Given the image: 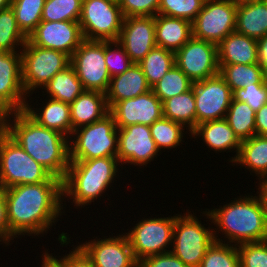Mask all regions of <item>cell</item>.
Wrapping results in <instances>:
<instances>
[{"label":"cell","mask_w":267,"mask_h":267,"mask_svg":"<svg viewBox=\"0 0 267 267\" xmlns=\"http://www.w3.org/2000/svg\"><path fill=\"white\" fill-rule=\"evenodd\" d=\"M3 190L9 241L19 235H43L53 223L60 220L57 218L63 212V192L59 178L51 176L46 182L16 185Z\"/></svg>","instance_id":"1"},{"label":"cell","mask_w":267,"mask_h":267,"mask_svg":"<svg viewBox=\"0 0 267 267\" xmlns=\"http://www.w3.org/2000/svg\"><path fill=\"white\" fill-rule=\"evenodd\" d=\"M5 132L52 176L64 180L70 163L68 137L38 124L24 110L5 115Z\"/></svg>","instance_id":"2"},{"label":"cell","mask_w":267,"mask_h":267,"mask_svg":"<svg viewBox=\"0 0 267 267\" xmlns=\"http://www.w3.org/2000/svg\"><path fill=\"white\" fill-rule=\"evenodd\" d=\"M226 203L219 209L203 211L207 219L222 231L228 242L236 246L243 243L263 241L267 232V204L261 191ZM206 214V215H205Z\"/></svg>","instance_id":"3"},{"label":"cell","mask_w":267,"mask_h":267,"mask_svg":"<svg viewBox=\"0 0 267 267\" xmlns=\"http://www.w3.org/2000/svg\"><path fill=\"white\" fill-rule=\"evenodd\" d=\"M117 157L70 160L66 177L62 181L63 200L68 197L74 206L82 208L102 196L117 177ZM66 195V196H65ZM65 196V197H64Z\"/></svg>","instance_id":"4"},{"label":"cell","mask_w":267,"mask_h":267,"mask_svg":"<svg viewBox=\"0 0 267 267\" xmlns=\"http://www.w3.org/2000/svg\"><path fill=\"white\" fill-rule=\"evenodd\" d=\"M117 151L118 127L110 112L92 124L73 130L69 139L70 160L117 157Z\"/></svg>","instance_id":"5"},{"label":"cell","mask_w":267,"mask_h":267,"mask_svg":"<svg viewBox=\"0 0 267 267\" xmlns=\"http://www.w3.org/2000/svg\"><path fill=\"white\" fill-rule=\"evenodd\" d=\"M51 176L5 131L0 135V188L38 184Z\"/></svg>","instance_id":"6"},{"label":"cell","mask_w":267,"mask_h":267,"mask_svg":"<svg viewBox=\"0 0 267 267\" xmlns=\"http://www.w3.org/2000/svg\"><path fill=\"white\" fill-rule=\"evenodd\" d=\"M189 213L175 216L173 250L170 252L186 266L199 267L208 248L215 241L214 230L204 227L201 220Z\"/></svg>","instance_id":"7"},{"label":"cell","mask_w":267,"mask_h":267,"mask_svg":"<svg viewBox=\"0 0 267 267\" xmlns=\"http://www.w3.org/2000/svg\"><path fill=\"white\" fill-rule=\"evenodd\" d=\"M22 49V83L28 97L36 88L43 89L56 73L70 65V57L65 53L35 46L28 39Z\"/></svg>","instance_id":"8"},{"label":"cell","mask_w":267,"mask_h":267,"mask_svg":"<svg viewBox=\"0 0 267 267\" xmlns=\"http://www.w3.org/2000/svg\"><path fill=\"white\" fill-rule=\"evenodd\" d=\"M124 16L116 0H83L79 24L84 39L117 41Z\"/></svg>","instance_id":"9"},{"label":"cell","mask_w":267,"mask_h":267,"mask_svg":"<svg viewBox=\"0 0 267 267\" xmlns=\"http://www.w3.org/2000/svg\"><path fill=\"white\" fill-rule=\"evenodd\" d=\"M237 6L236 0H205L192 22V37L218 45L235 32Z\"/></svg>","instance_id":"10"},{"label":"cell","mask_w":267,"mask_h":267,"mask_svg":"<svg viewBox=\"0 0 267 267\" xmlns=\"http://www.w3.org/2000/svg\"><path fill=\"white\" fill-rule=\"evenodd\" d=\"M84 90L106 93L110 75L105 64V41L84 39L70 57Z\"/></svg>","instance_id":"11"},{"label":"cell","mask_w":267,"mask_h":267,"mask_svg":"<svg viewBox=\"0 0 267 267\" xmlns=\"http://www.w3.org/2000/svg\"><path fill=\"white\" fill-rule=\"evenodd\" d=\"M175 215L164 218L142 219L134 228L125 233L129 239L134 258H143L170 252L172 246Z\"/></svg>","instance_id":"12"},{"label":"cell","mask_w":267,"mask_h":267,"mask_svg":"<svg viewBox=\"0 0 267 267\" xmlns=\"http://www.w3.org/2000/svg\"><path fill=\"white\" fill-rule=\"evenodd\" d=\"M192 87L196 107V126L225 118L233 95L220 74L193 82Z\"/></svg>","instance_id":"13"},{"label":"cell","mask_w":267,"mask_h":267,"mask_svg":"<svg viewBox=\"0 0 267 267\" xmlns=\"http://www.w3.org/2000/svg\"><path fill=\"white\" fill-rule=\"evenodd\" d=\"M175 54V65L193 82L219 74L217 45L192 37Z\"/></svg>","instance_id":"14"},{"label":"cell","mask_w":267,"mask_h":267,"mask_svg":"<svg viewBox=\"0 0 267 267\" xmlns=\"http://www.w3.org/2000/svg\"><path fill=\"white\" fill-rule=\"evenodd\" d=\"M158 152L160 151L152 138L150 126L134 124L118 128L117 158L121 165H147L157 157Z\"/></svg>","instance_id":"15"},{"label":"cell","mask_w":267,"mask_h":267,"mask_svg":"<svg viewBox=\"0 0 267 267\" xmlns=\"http://www.w3.org/2000/svg\"><path fill=\"white\" fill-rule=\"evenodd\" d=\"M22 83L21 52L0 51V109L24 110L28 101Z\"/></svg>","instance_id":"16"},{"label":"cell","mask_w":267,"mask_h":267,"mask_svg":"<svg viewBox=\"0 0 267 267\" xmlns=\"http://www.w3.org/2000/svg\"><path fill=\"white\" fill-rule=\"evenodd\" d=\"M81 244V245H80ZM94 267H138L126 234L80 243Z\"/></svg>","instance_id":"17"},{"label":"cell","mask_w":267,"mask_h":267,"mask_svg":"<svg viewBox=\"0 0 267 267\" xmlns=\"http://www.w3.org/2000/svg\"><path fill=\"white\" fill-rule=\"evenodd\" d=\"M27 39L35 46L61 51L71 57L84 37L79 22L41 21Z\"/></svg>","instance_id":"18"},{"label":"cell","mask_w":267,"mask_h":267,"mask_svg":"<svg viewBox=\"0 0 267 267\" xmlns=\"http://www.w3.org/2000/svg\"><path fill=\"white\" fill-rule=\"evenodd\" d=\"M109 112L113 115L118 128L134 124L150 126L163 117L162 102L152 89L135 98L116 102Z\"/></svg>","instance_id":"19"},{"label":"cell","mask_w":267,"mask_h":267,"mask_svg":"<svg viewBox=\"0 0 267 267\" xmlns=\"http://www.w3.org/2000/svg\"><path fill=\"white\" fill-rule=\"evenodd\" d=\"M133 63L138 64L155 46L154 16H130L123 20L117 40Z\"/></svg>","instance_id":"20"},{"label":"cell","mask_w":267,"mask_h":267,"mask_svg":"<svg viewBox=\"0 0 267 267\" xmlns=\"http://www.w3.org/2000/svg\"><path fill=\"white\" fill-rule=\"evenodd\" d=\"M150 90L141 66L133 63L124 73L110 79L105 96L110 109L116 102L135 98Z\"/></svg>","instance_id":"21"},{"label":"cell","mask_w":267,"mask_h":267,"mask_svg":"<svg viewBox=\"0 0 267 267\" xmlns=\"http://www.w3.org/2000/svg\"><path fill=\"white\" fill-rule=\"evenodd\" d=\"M217 53L218 65L258 63L257 39L235 31L217 45Z\"/></svg>","instance_id":"22"},{"label":"cell","mask_w":267,"mask_h":267,"mask_svg":"<svg viewBox=\"0 0 267 267\" xmlns=\"http://www.w3.org/2000/svg\"><path fill=\"white\" fill-rule=\"evenodd\" d=\"M109 113L105 93L84 90L70 104V118L73 130L102 119Z\"/></svg>","instance_id":"23"},{"label":"cell","mask_w":267,"mask_h":267,"mask_svg":"<svg viewBox=\"0 0 267 267\" xmlns=\"http://www.w3.org/2000/svg\"><path fill=\"white\" fill-rule=\"evenodd\" d=\"M235 31L259 39L267 35V0H240Z\"/></svg>","instance_id":"24"},{"label":"cell","mask_w":267,"mask_h":267,"mask_svg":"<svg viewBox=\"0 0 267 267\" xmlns=\"http://www.w3.org/2000/svg\"><path fill=\"white\" fill-rule=\"evenodd\" d=\"M196 138V136L201 137L203 142H205L211 150L219 152L226 150H235V157L229 162L235 161L239 149L241 146V141L234 133L233 129L229 126L225 119L208 121L201 123L196 126V128L191 132V137Z\"/></svg>","instance_id":"25"},{"label":"cell","mask_w":267,"mask_h":267,"mask_svg":"<svg viewBox=\"0 0 267 267\" xmlns=\"http://www.w3.org/2000/svg\"><path fill=\"white\" fill-rule=\"evenodd\" d=\"M155 42L166 50L177 52L192 38V23L185 19L154 16Z\"/></svg>","instance_id":"26"},{"label":"cell","mask_w":267,"mask_h":267,"mask_svg":"<svg viewBox=\"0 0 267 267\" xmlns=\"http://www.w3.org/2000/svg\"><path fill=\"white\" fill-rule=\"evenodd\" d=\"M33 109L35 108L30 107L27 102L24 111L27 112L33 120L43 127L56 130L70 138L72 134L70 104L50 98L46 101V104H44L43 109Z\"/></svg>","instance_id":"27"},{"label":"cell","mask_w":267,"mask_h":267,"mask_svg":"<svg viewBox=\"0 0 267 267\" xmlns=\"http://www.w3.org/2000/svg\"><path fill=\"white\" fill-rule=\"evenodd\" d=\"M234 164L250 169L260 183L267 179V136L254 135L242 141Z\"/></svg>","instance_id":"28"},{"label":"cell","mask_w":267,"mask_h":267,"mask_svg":"<svg viewBox=\"0 0 267 267\" xmlns=\"http://www.w3.org/2000/svg\"><path fill=\"white\" fill-rule=\"evenodd\" d=\"M163 117L182 124L191 133L196 128V107L193 87L162 103Z\"/></svg>","instance_id":"29"},{"label":"cell","mask_w":267,"mask_h":267,"mask_svg":"<svg viewBox=\"0 0 267 267\" xmlns=\"http://www.w3.org/2000/svg\"><path fill=\"white\" fill-rule=\"evenodd\" d=\"M43 89L49 94V98L68 104H71L84 91L82 83L71 65L56 73Z\"/></svg>","instance_id":"30"},{"label":"cell","mask_w":267,"mask_h":267,"mask_svg":"<svg viewBox=\"0 0 267 267\" xmlns=\"http://www.w3.org/2000/svg\"><path fill=\"white\" fill-rule=\"evenodd\" d=\"M219 74L232 91L251 84H263L267 81L258 63L219 65Z\"/></svg>","instance_id":"31"},{"label":"cell","mask_w":267,"mask_h":267,"mask_svg":"<svg viewBox=\"0 0 267 267\" xmlns=\"http://www.w3.org/2000/svg\"><path fill=\"white\" fill-rule=\"evenodd\" d=\"M138 64L152 88L175 65V54L156 45Z\"/></svg>","instance_id":"32"},{"label":"cell","mask_w":267,"mask_h":267,"mask_svg":"<svg viewBox=\"0 0 267 267\" xmlns=\"http://www.w3.org/2000/svg\"><path fill=\"white\" fill-rule=\"evenodd\" d=\"M255 114L247 103L232 100L224 119L242 142L255 135Z\"/></svg>","instance_id":"33"},{"label":"cell","mask_w":267,"mask_h":267,"mask_svg":"<svg viewBox=\"0 0 267 267\" xmlns=\"http://www.w3.org/2000/svg\"><path fill=\"white\" fill-rule=\"evenodd\" d=\"M46 0H13L11 8L14 11L16 23L22 33L28 38L42 21V11Z\"/></svg>","instance_id":"34"},{"label":"cell","mask_w":267,"mask_h":267,"mask_svg":"<svg viewBox=\"0 0 267 267\" xmlns=\"http://www.w3.org/2000/svg\"><path fill=\"white\" fill-rule=\"evenodd\" d=\"M214 230L215 241L208 248L199 267H240L239 252L236 245L225 243L217 238ZM224 242V243H223Z\"/></svg>","instance_id":"35"},{"label":"cell","mask_w":267,"mask_h":267,"mask_svg":"<svg viewBox=\"0 0 267 267\" xmlns=\"http://www.w3.org/2000/svg\"><path fill=\"white\" fill-rule=\"evenodd\" d=\"M192 85L193 81L174 65L151 89L163 103L173 96L187 92Z\"/></svg>","instance_id":"36"},{"label":"cell","mask_w":267,"mask_h":267,"mask_svg":"<svg viewBox=\"0 0 267 267\" xmlns=\"http://www.w3.org/2000/svg\"><path fill=\"white\" fill-rule=\"evenodd\" d=\"M27 37L18 28L12 8L0 11V51L21 52L19 49L24 46ZM16 50V51H15Z\"/></svg>","instance_id":"37"},{"label":"cell","mask_w":267,"mask_h":267,"mask_svg":"<svg viewBox=\"0 0 267 267\" xmlns=\"http://www.w3.org/2000/svg\"><path fill=\"white\" fill-rule=\"evenodd\" d=\"M185 127L177 122L162 117L150 125V132L159 151L180 146ZM183 131V132H182Z\"/></svg>","instance_id":"38"},{"label":"cell","mask_w":267,"mask_h":267,"mask_svg":"<svg viewBox=\"0 0 267 267\" xmlns=\"http://www.w3.org/2000/svg\"><path fill=\"white\" fill-rule=\"evenodd\" d=\"M83 0H46L42 21H73L79 22Z\"/></svg>","instance_id":"39"},{"label":"cell","mask_w":267,"mask_h":267,"mask_svg":"<svg viewBox=\"0 0 267 267\" xmlns=\"http://www.w3.org/2000/svg\"><path fill=\"white\" fill-rule=\"evenodd\" d=\"M204 3L205 0H160L157 14L185 19L192 23Z\"/></svg>","instance_id":"40"},{"label":"cell","mask_w":267,"mask_h":267,"mask_svg":"<svg viewBox=\"0 0 267 267\" xmlns=\"http://www.w3.org/2000/svg\"><path fill=\"white\" fill-rule=\"evenodd\" d=\"M105 64L112 78L128 70L133 62L118 41H105Z\"/></svg>","instance_id":"41"},{"label":"cell","mask_w":267,"mask_h":267,"mask_svg":"<svg viewBox=\"0 0 267 267\" xmlns=\"http://www.w3.org/2000/svg\"><path fill=\"white\" fill-rule=\"evenodd\" d=\"M237 249L240 267H267V247L262 241L243 243Z\"/></svg>","instance_id":"42"},{"label":"cell","mask_w":267,"mask_h":267,"mask_svg":"<svg viewBox=\"0 0 267 267\" xmlns=\"http://www.w3.org/2000/svg\"><path fill=\"white\" fill-rule=\"evenodd\" d=\"M233 99L247 103L255 112L267 103V81L232 91Z\"/></svg>","instance_id":"43"},{"label":"cell","mask_w":267,"mask_h":267,"mask_svg":"<svg viewBox=\"0 0 267 267\" xmlns=\"http://www.w3.org/2000/svg\"><path fill=\"white\" fill-rule=\"evenodd\" d=\"M124 18L130 16H156L160 0H118Z\"/></svg>","instance_id":"44"},{"label":"cell","mask_w":267,"mask_h":267,"mask_svg":"<svg viewBox=\"0 0 267 267\" xmlns=\"http://www.w3.org/2000/svg\"><path fill=\"white\" fill-rule=\"evenodd\" d=\"M138 267H188L171 252L143 258Z\"/></svg>","instance_id":"45"},{"label":"cell","mask_w":267,"mask_h":267,"mask_svg":"<svg viewBox=\"0 0 267 267\" xmlns=\"http://www.w3.org/2000/svg\"><path fill=\"white\" fill-rule=\"evenodd\" d=\"M73 251L69 254L56 258H53L62 266V267H94L92 261L86 256V254L78 247H73Z\"/></svg>","instance_id":"46"},{"label":"cell","mask_w":267,"mask_h":267,"mask_svg":"<svg viewBox=\"0 0 267 267\" xmlns=\"http://www.w3.org/2000/svg\"><path fill=\"white\" fill-rule=\"evenodd\" d=\"M2 241L8 246L10 245L6 198L4 190L0 188V242Z\"/></svg>","instance_id":"47"},{"label":"cell","mask_w":267,"mask_h":267,"mask_svg":"<svg viewBox=\"0 0 267 267\" xmlns=\"http://www.w3.org/2000/svg\"><path fill=\"white\" fill-rule=\"evenodd\" d=\"M255 135L267 136V103L255 114Z\"/></svg>","instance_id":"48"},{"label":"cell","mask_w":267,"mask_h":267,"mask_svg":"<svg viewBox=\"0 0 267 267\" xmlns=\"http://www.w3.org/2000/svg\"><path fill=\"white\" fill-rule=\"evenodd\" d=\"M258 64L267 79V35L257 39Z\"/></svg>","instance_id":"49"},{"label":"cell","mask_w":267,"mask_h":267,"mask_svg":"<svg viewBox=\"0 0 267 267\" xmlns=\"http://www.w3.org/2000/svg\"><path fill=\"white\" fill-rule=\"evenodd\" d=\"M42 265L41 267H62L54 258L52 253L48 254V252L43 253Z\"/></svg>","instance_id":"50"},{"label":"cell","mask_w":267,"mask_h":267,"mask_svg":"<svg viewBox=\"0 0 267 267\" xmlns=\"http://www.w3.org/2000/svg\"><path fill=\"white\" fill-rule=\"evenodd\" d=\"M260 186L259 188H257L258 190L261 191V193L263 194L266 204H267V179L261 181V183H259Z\"/></svg>","instance_id":"51"},{"label":"cell","mask_w":267,"mask_h":267,"mask_svg":"<svg viewBox=\"0 0 267 267\" xmlns=\"http://www.w3.org/2000/svg\"><path fill=\"white\" fill-rule=\"evenodd\" d=\"M5 115L1 109H0V135L5 131Z\"/></svg>","instance_id":"52"},{"label":"cell","mask_w":267,"mask_h":267,"mask_svg":"<svg viewBox=\"0 0 267 267\" xmlns=\"http://www.w3.org/2000/svg\"><path fill=\"white\" fill-rule=\"evenodd\" d=\"M13 0H0V11L11 7Z\"/></svg>","instance_id":"53"},{"label":"cell","mask_w":267,"mask_h":267,"mask_svg":"<svg viewBox=\"0 0 267 267\" xmlns=\"http://www.w3.org/2000/svg\"><path fill=\"white\" fill-rule=\"evenodd\" d=\"M265 245H266V247H267V232H266V234L264 235V238H263V241H262Z\"/></svg>","instance_id":"54"}]
</instances>
